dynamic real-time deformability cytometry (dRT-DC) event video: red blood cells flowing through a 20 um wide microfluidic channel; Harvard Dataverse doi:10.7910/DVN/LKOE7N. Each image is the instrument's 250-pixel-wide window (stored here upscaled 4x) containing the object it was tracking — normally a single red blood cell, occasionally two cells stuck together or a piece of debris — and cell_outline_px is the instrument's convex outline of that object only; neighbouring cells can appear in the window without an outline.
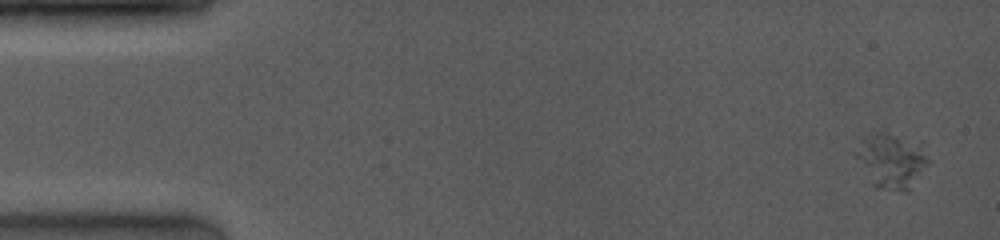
{"species": "common noctule bat (a hibernating species)", "species_latin": "Nyctalus noctula", "temperature_condition": "room temperature", "stored_images_in_passage": 40, "camera_frame_rate_fps": 4000, "um_per_image_px": 0.085, "animal": {"sex": "female", "body_mass_g": 19.0, "forearm_length_mm": 53.3}, "frame": {"image": 1, "passage_image": 1, "time_ms": 0.0, "image_size_px": [1000, 240], "cell_outline_px": [[928, 164], [908, 192], [876, 188], [872, 184], [848, 152], [848, 148], [864, 136], [876, 132], [884, 132], [924, 140], [928, 160]], "centroid_in_image_um": [75.68, 13.59], "position_along_channel_um": 9.3, "area_um2": 24.85}}
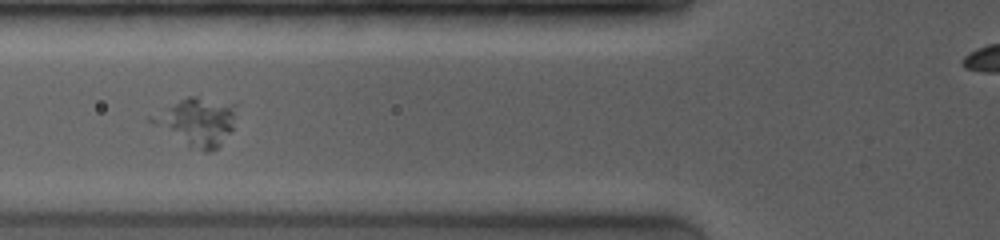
{"frame": {"image": 2, "passage_image": 12, "time_ms": 5.75, "image_size_px": [1000, 240], "cell_outline_px": [[236, 104], [232, 132], [212, 152], [204, 152], [188, 144], [148, 120], [148, 116], [188, 96], [196, 96]], "centroid_in_image_um": [16.78, 10.32], "position_along_channel_um": 109.0, "area_um2": 22.89}}
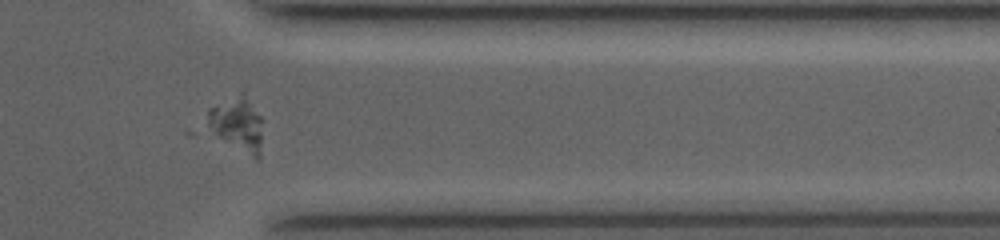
{"frame": {"image": 3, "passage_image": 32, "time_ms": 12.75, "image_size_px": [1000, 240], "cell_outline_px": [[260, 160], [256, 160], [220, 136], [208, 124], [208, 108], [244, 88], [260, 116]], "centroid_in_image_um": [20.2, 10.43], "position_along_channel_um": 391.2, "area_um2": 17.11}}